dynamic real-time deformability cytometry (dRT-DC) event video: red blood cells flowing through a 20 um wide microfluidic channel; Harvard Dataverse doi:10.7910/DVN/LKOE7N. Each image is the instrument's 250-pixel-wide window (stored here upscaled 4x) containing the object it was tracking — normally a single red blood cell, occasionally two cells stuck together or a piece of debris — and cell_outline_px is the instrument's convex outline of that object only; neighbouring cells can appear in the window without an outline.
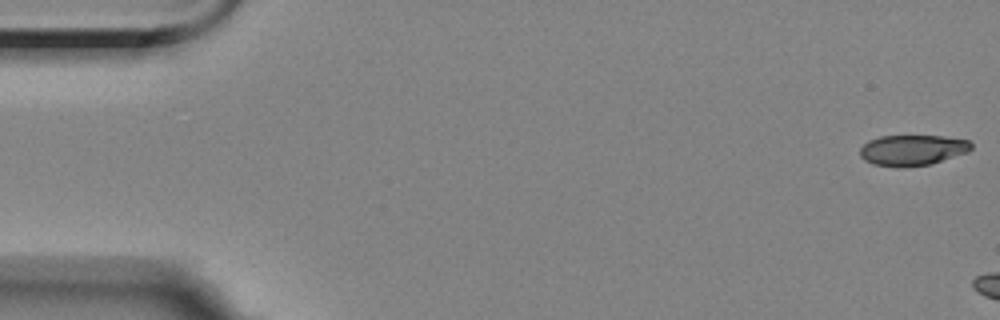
{"species": "Egyptian fruit bat (a non-hibernating species)", "species_latin": "Rousettus aegyptiacus", "temperature_condition": "room temperature", "stored_images_in_passage": 4, "camera_frame_rate_fps": 3000, "um_per_image_px": 0.085, "animal": {"sex": "female"}, "frame": {"image": 1, "passage_image": 1, "time_ms": 0.0, "image_size_px": [1000, 320], "cell_outline_px": [[972, 148], [968, 152], [932, 164], [900, 168], [896, 168], [872, 164], [864, 160], [860, 156], [860, 148], [868, 140], [880, 136], [944, 136], [968, 140], [972, 144]], "centroid_in_image_um": [77.54, 12.77], "position_along_channel_um": 7.5, "area_um2": 20.17}}
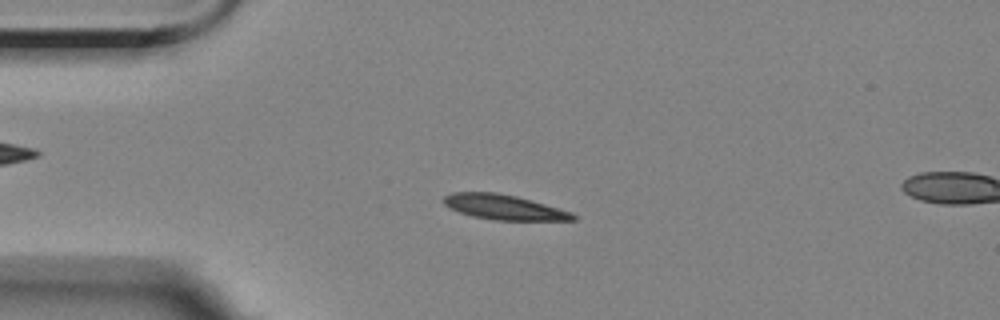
{"frame": {"image": 2, "passage_image": 3, "time_ms": 6.0, "image_size_px": [1000, 320], "cell_outline_px": [[576, 220], [496, 220], [472, 216], [448, 208], [440, 200], [444, 196], [452, 192], [496, 192], [516, 196], [532, 200], [572, 212], [576, 216]], "centroid_in_image_um": [42.79, 17.6], "position_along_channel_um": 42.2, "area_um2": 18.9}}